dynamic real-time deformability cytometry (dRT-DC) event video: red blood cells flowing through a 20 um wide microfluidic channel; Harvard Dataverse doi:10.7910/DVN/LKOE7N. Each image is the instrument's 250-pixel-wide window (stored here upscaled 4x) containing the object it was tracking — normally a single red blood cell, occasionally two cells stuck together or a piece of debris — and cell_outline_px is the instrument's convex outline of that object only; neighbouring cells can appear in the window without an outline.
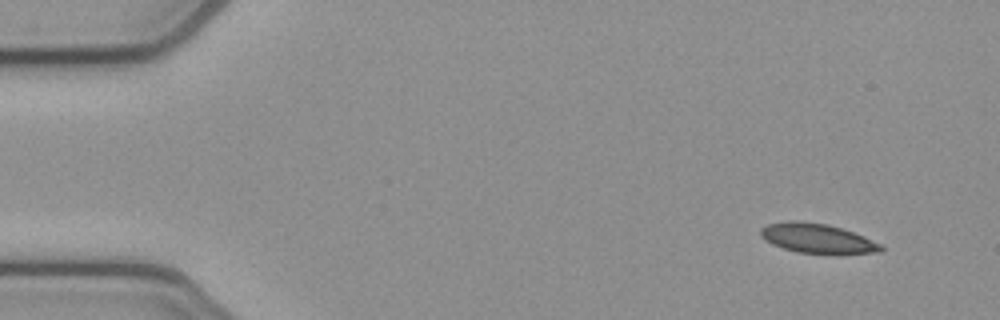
{"species": "common noctule bat (a hibernating species)", "species_latin": "Nyctalus noctula", "temperature_condition": "cold", "stored_images_in_passage": 4, "camera_frame_rate_fps": 3000, "um_per_image_px": 0.085, "animal": {"sex": "female", "body_mass_g": 21.9}, "frame": {"image": 1, "passage_image": 1, "time_ms": 0.0, "image_size_px": [1000, 320], "cell_outline_px": [[884, 248], [880, 252], [800, 252], [784, 248], [772, 244], [764, 240], [760, 236], [760, 228], [768, 224], [788, 220], [796, 220], [828, 224], [864, 236], [880, 244]], "centroid_in_image_um": [69.39, 20.22], "position_along_channel_um": 15.6, "area_um2": 20.11}}
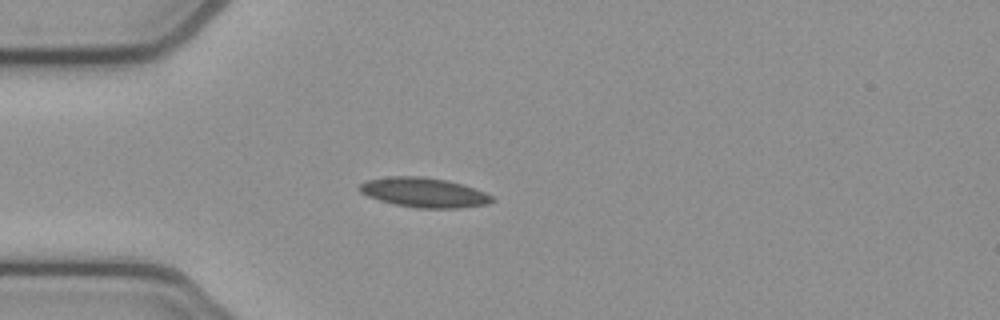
{"frame": {"image": 2, "passage_image": 4, "time_ms": 1.0, "image_size_px": [1000, 320], "cell_outline_px": [[496, 200], [488, 204], [460, 208], [416, 208], [396, 204], [380, 200], [368, 196], [360, 192], [356, 188], [364, 180], [388, 176], [420, 176], [444, 180], [464, 184], [476, 188], [492, 196]], "centroid_in_image_um": [36.03, 16.36], "position_along_channel_um": 49.0, "area_um2": 23.06}}